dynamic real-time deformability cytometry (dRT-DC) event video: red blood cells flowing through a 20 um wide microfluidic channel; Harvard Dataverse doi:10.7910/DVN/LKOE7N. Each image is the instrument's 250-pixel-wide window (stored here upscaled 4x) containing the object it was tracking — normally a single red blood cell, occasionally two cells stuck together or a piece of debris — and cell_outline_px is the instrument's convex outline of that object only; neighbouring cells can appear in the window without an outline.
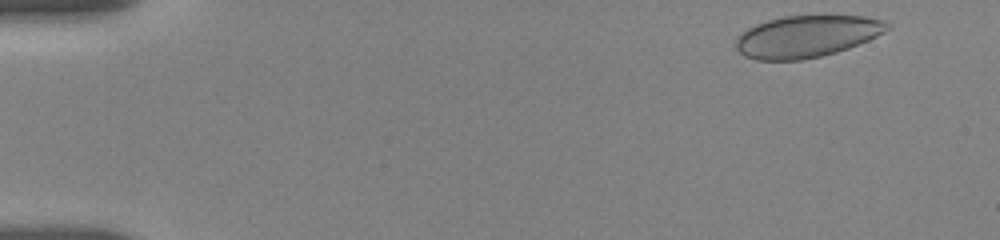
{"species": "human", "species_latin": "Homo sapiens", "temperature_condition": "room temperature", "stored_images_in_passage": 57, "camera_frame_rate_fps": 3000, "um_per_image_px": 0.085, "donor": {"sex": "female"}, "frame": {"image": 1, "passage_image": 2, "time_ms": 0.333, "image_size_px": [1000, 240], "cell_outline_px": [[892, 28], [868, 40], [848, 48], [836, 52], [820, 56], [800, 60], [756, 60], [744, 56], [736, 48], [736, 36], [740, 32], [756, 24], [768, 20], [784, 16], [864, 16], [884, 20]], "centroid_in_image_um": [68.55, 3.09], "position_along_channel_um": 16.5, "area_um2": 36.88}}
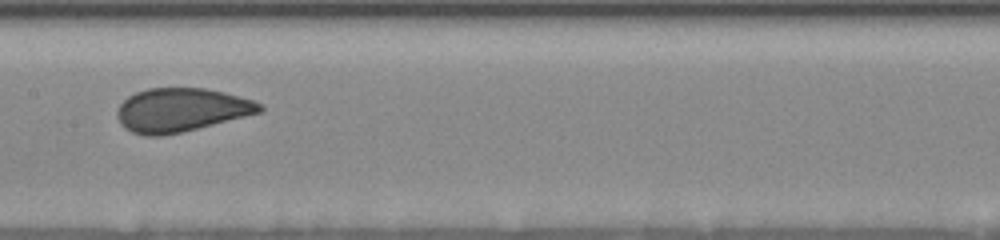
{"frame": {"image": 2, "passage_image": 31, "time_ms": 8.333, "image_size_px": [1000, 240], "cell_outline_px": [[264, 108], [260, 112], [180, 132], [160, 136], [144, 136], [132, 132], [124, 128], [120, 124], [116, 116], [116, 112], [120, 104], [128, 96], [136, 92], [148, 88], [204, 88], [224, 92], [252, 100], [260, 104]], "centroid_in_image_um": [15.32, 9.34], "position_along_channel_um": 192.1, "area_um2": 35.89}}
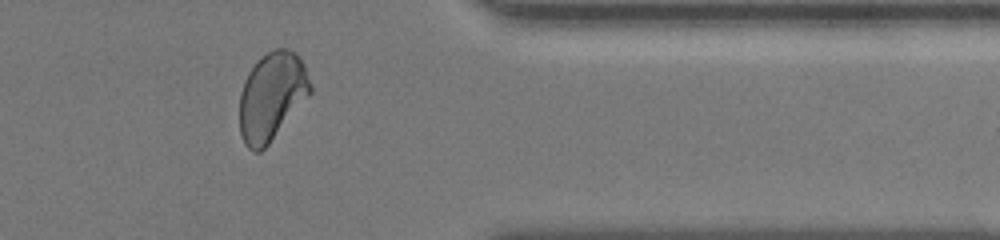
{"frame": {"image": 3, "passage_image": 53, "time_ms": 14.0, "image_size_px": [1000, 240], "cell_outline_px": [[312, 92], [268, 144], [260, 152], [252, 152], [244, 144], [240, 132], [240, 92], [244, 80], [248, 72], [260, 56], [276, 48], [288, 48], [300, 56], [304, 64], [312, 84]], "centroid_in_image_um": [23.1, 8.17], "position_along_channel_um": 388.3, "area_um2": 36.47}, "authors_computed_cell_mechanics": {"area_um2": 36.414, "velocity_mm_per_s": 3.6624, "shape_relaxation_time_tau1_ms": 6.8408, "shape_relaxation_time_tau2_ms": null, "deformation_change_tau1": 0.1321, "deformation_change_tau2": null}}